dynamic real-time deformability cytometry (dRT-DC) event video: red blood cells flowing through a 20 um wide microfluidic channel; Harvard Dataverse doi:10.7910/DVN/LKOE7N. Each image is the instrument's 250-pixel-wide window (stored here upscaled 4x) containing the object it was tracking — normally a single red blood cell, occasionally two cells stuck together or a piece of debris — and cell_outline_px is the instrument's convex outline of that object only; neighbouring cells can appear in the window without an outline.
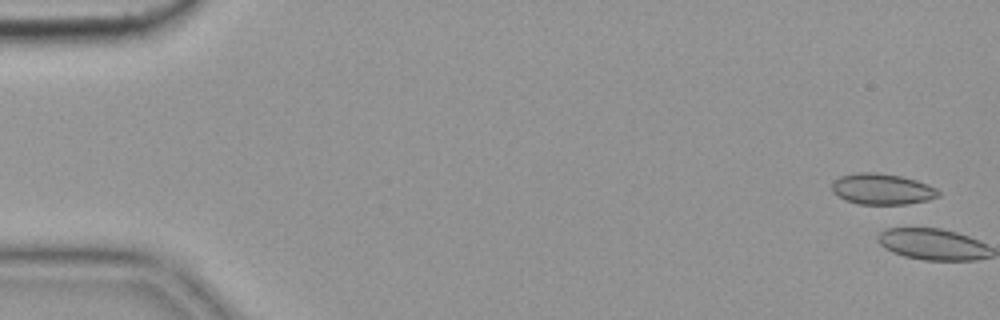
{"species": "common noctule bat (a hibernating species)", "species_latin": "Nyctalus noctula", "temperature_condition": "cold", "stored_images_in_passage": 10, "camera_frame_rate_fps": 3000, "um_per_image_px": 0.085, "animal": {"sex": "female", "body_mass_g": 19.9}, "frame": {"image": 1, "passage_image": 1, "time_ms": 0.0, "image_size_px": [1000, 320], "cell_outline_px": [[940, 196], [928, 200], [908, 204], [860, 204], [844, 200], [832, 192], [832, 184], [840, 176], [856, 172], [876, 172], [900, 176], [916, 180], [928, 184], [936, 188], [940, 192]], "centroid_in_image_um": [74.98, 16.07], "position_along_channel_um": 10.0, "area_um2": 19.31}}
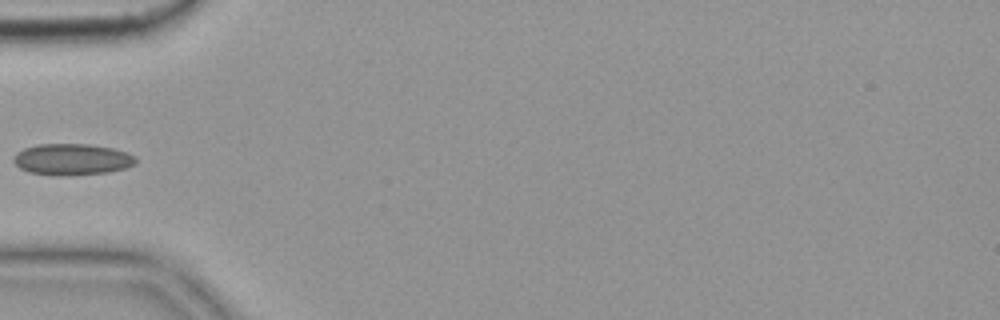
{"frame": {"image": 2, "passage_image": 5, "time_ms": 1.333, "image_size_px": [1000, 320], "cell_outline_px": [[136, 164], [124, 168], [108, 172], [60, 176], [56, 176], [28, 172], [20, 168], [12, 160], [16, 152], [24, 148], [36, 144], [88, 144], [112, 148], [136, 156]], "centroid_in_image_um": [6.09, 13.55], "position_along_channel_um": 78.9, "area_um2": 22.37}}